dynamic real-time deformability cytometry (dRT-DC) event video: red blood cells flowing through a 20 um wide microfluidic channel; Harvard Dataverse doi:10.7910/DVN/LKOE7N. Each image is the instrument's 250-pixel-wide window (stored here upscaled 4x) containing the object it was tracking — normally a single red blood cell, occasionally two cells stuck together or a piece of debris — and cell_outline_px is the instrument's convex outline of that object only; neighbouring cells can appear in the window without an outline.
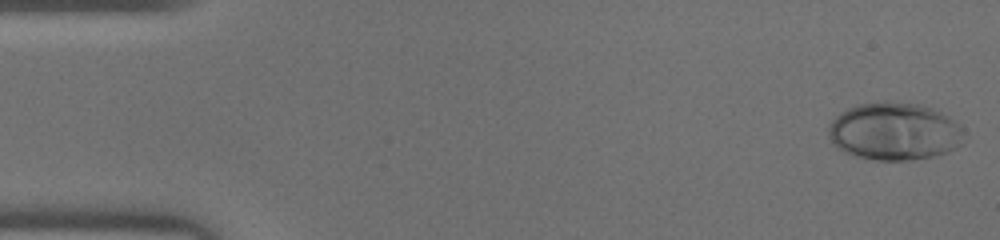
{"species": "human", "species_latin": "Homo sapiens", "temperature_condition": "warm", "stored_images_in_passage": 46, "camera_frame_rate_fps": 3000, "um_per_image_px": 0.085, "donor": {"sex": "male"}, "frame": {"image": 1, "passage_image": 1, "time_ms": 0.0, "image_size_px": [1000, 240], "cell_outline_px": [[968, 136], [956, 148], [932, 156], [908, 160], [872, 160], [852, 156], [844, 152], [828, 136], [828, 124], [840, 112], [848, 108], [860, 104], [920, 104], [932, 108], [948, 116], [964, 128]], "centroid_in_image_um": [76.05, 11.2], "position_along_channel_um": 8.9, "area_um2": 45.14}}
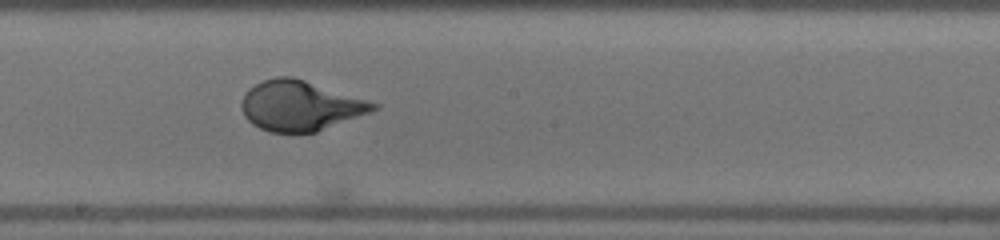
{"frame": {"image": 2, "passage_image": 25, "time_ms": 8.0, "image_size_px": [1000, 240], "cell_outline_px": [[380, 108], [316, 132], [268, 132], [252, 124], [244, 116], [240, 104], [240, 100], [244, 92], [248, 88], [264, 80], [276, 76], [292, 76], [380, 104]], "centroid_in_image_um": [25.47, 8.98], "position_along_channel_um": 222.7, "area_um2": 38.32}}
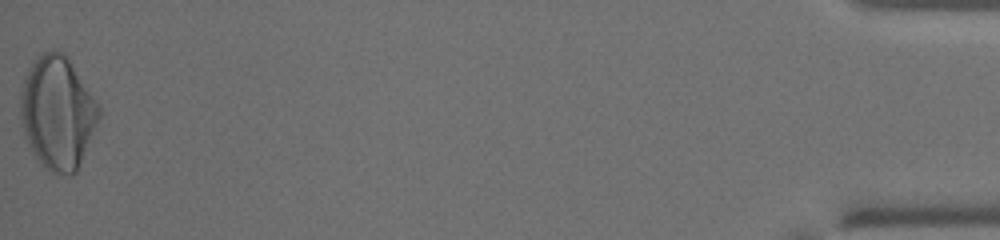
{"frame": {"image": 3, "passage_image": 46, "time_ms": 15.0, "image_size_px": [1000, 240], "cell_outline_px": [[100, 116], [76, 172], [68, 176], [56, 176], [36, 160], [24, 136], [20, 116], [20, 92], [28, 68], [44, 52], [60, 52], [68, 56], [100, 108]], "centroid_in_image_um": [4.87, 9.63], "position_along_channel_um": 430.3, "area_um2": 51.38}}